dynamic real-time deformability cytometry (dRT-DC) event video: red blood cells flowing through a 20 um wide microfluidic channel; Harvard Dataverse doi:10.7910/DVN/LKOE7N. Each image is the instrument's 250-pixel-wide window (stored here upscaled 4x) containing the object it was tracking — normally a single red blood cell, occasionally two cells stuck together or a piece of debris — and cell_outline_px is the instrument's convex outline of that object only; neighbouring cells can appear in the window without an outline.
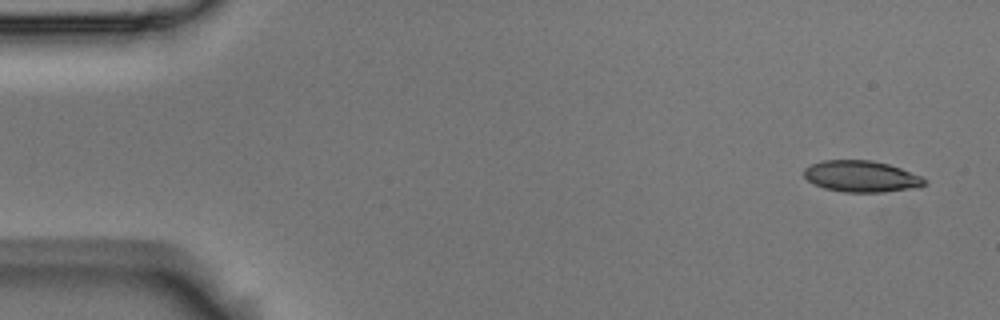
{"species": "Egyptian fruit bat (a non-hibernating species)", "species_latin": "Rousettus aegyptiacus", "temperature_condition": "room temperature", "stored_images_in_passage": 9, "camera_frame_rate_fps": 3000, "um_per_image_px": 0.085, "animal": {"sex": "male"}, "frame": {"image": 1, "passage_image": 1, "time_ms": 0.0, "image_size_px": [1000, 320], "cell_outline_px": [[928, 184], [920, 188], [884, 192], [844, 192], [824, 188], [808, 180], [804, 176], [804, 168], [820, 160], [872, 160], [888, 164], [900, 168], [920, 176], [928, 180]], "centroid_in_image_um": [73.26, 15.0], "position_along_channel_um": 11.7, "area_um2": 22.2}}
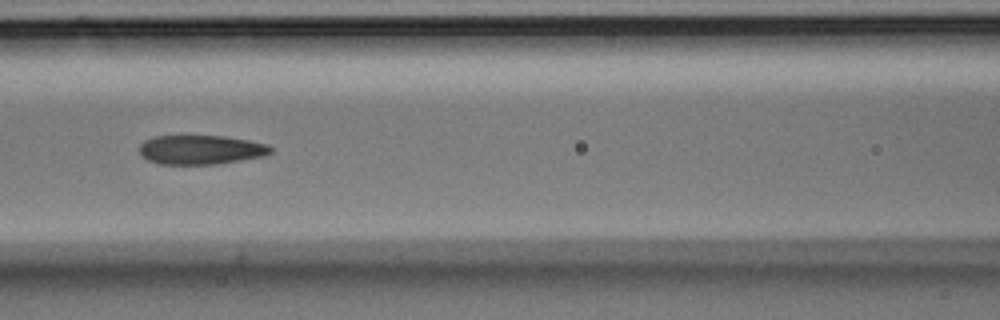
{"frame": {"image": 2, "passage_image": 7, "time_ms": 2.0, "image_size_px": [1000, 320], "cell_outline_px": [[272, 152], [264, 156], [216, 164], [160, 164], [148, 160], [140, 156], [140, 144], [144, 140], [152, 136], [180, 132], [224, 136], [248, 140], [268, 144], [272, 148]], "centroid_in_image_um": [16.99, 12.67], "position_along_channel_um": 149.6, "area_um2": 23.47}}
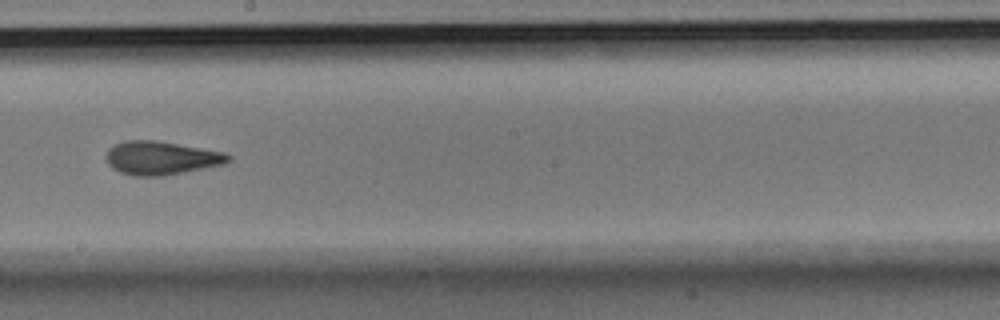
{"frame": {"image": 3, "passage_image": 9, "time_ms": 2.667, "image_size_px": [1000, 320], "cell_outline_px": [[232, 160], [224, 164], [164, 176], [132, 176], [120, 172], [112, 168], [108, 164], [108, 148], [124, 140], [156, 140], [224, 152], [232, 156]], "centroid_in_image_um": [13.72, 13.43], "position_along_channel_um": 234.5, "area_um2": 23.81}}